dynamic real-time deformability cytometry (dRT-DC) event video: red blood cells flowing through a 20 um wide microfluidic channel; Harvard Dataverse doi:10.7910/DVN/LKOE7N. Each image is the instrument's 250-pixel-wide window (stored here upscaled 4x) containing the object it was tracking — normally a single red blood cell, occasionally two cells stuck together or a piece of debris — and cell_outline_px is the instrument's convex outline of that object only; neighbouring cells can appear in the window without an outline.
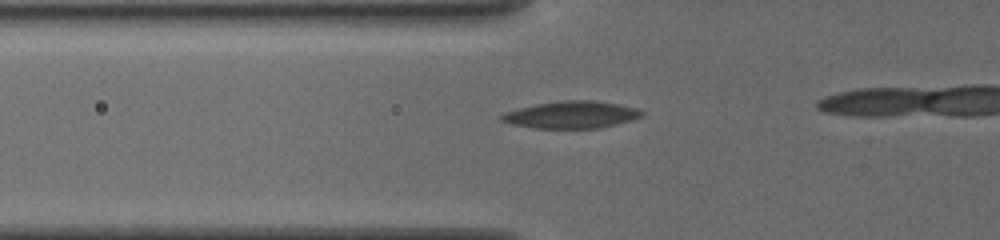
{"species": "common noctule bat (a hibernating species)", "species_latin": "Nyctalus noctula", "temperature_condition": "cold", "stored_images_in_passage": 12, "camera_frame_rate_fps": 3000, "um_per_image_px": 0.085, "animal": {"sex": "female", "body_mass_g": 19.5, "forearm_length_mm": 54.1}, "frame": {"image": 1, "passage_image": 6, "time_ms": 1.667, "image_size_px": [1000, 240], "cell_outline_px": [[644, 112], [640, 116], [628, 120], [596, 128], [536, 128], [516, 124], [500, 120], [500, 116], [504, 112], [536, 104], [564, 100], [588, 100], [612, 104], [632, 108]], "centroid_in_image_um": [48.47, 9.75], "position_along_channel_um": 77.3, "area_um2": 21.21}}
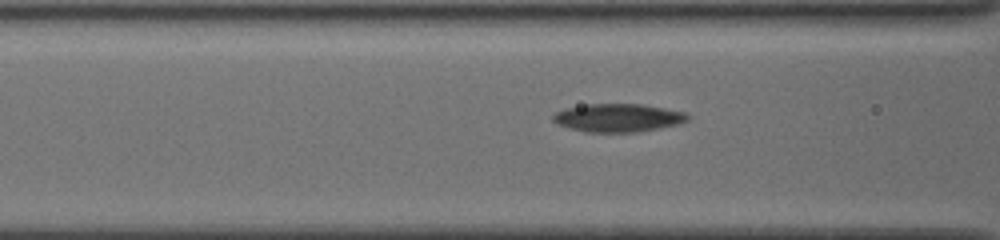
{"frame": {"image": 2, "passage_image": 9, "time_ms": 2.667, "image_size_px": [1000, 240], "cell_outline_px": [[688, 116], [684, 120], [672, 124], [636, 132], [588, 132], [572, 128], [560, 124], [552, 120], [552, 116], [556, 112], [568, 108], [588, 104], [636, 104], [684, 112]], "centroid_in_image_um": [52.43, 10.01], "position_along_channel_um": 114.2, "area_um2": 21.1}}